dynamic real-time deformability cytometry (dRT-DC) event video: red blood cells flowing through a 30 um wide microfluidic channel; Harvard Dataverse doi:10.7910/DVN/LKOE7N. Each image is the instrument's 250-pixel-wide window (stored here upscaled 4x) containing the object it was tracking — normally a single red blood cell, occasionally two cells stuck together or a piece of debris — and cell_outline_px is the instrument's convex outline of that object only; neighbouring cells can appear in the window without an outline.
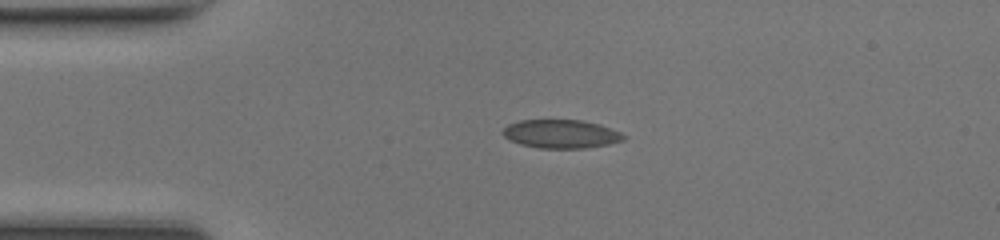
{"species": "common noctule bat (a hibernating species)", "species_latin": "Nyctalus noctula", "temperature_condition": "room temperature", "stored_images_in_passage": 38, "camera_frame_rate_fps": 3000, "um_per_image_px": 0.085, "animal": {"sex": "female", "body_mass_g": 17.0, "forearm_length_mm": 48.0}, "frame": {"image": 1, "passage_image": 1, "time_ms": 0.0, "image_size_px": [1000, 240], "cell_outline_px": [[628, 136], [624, 140], [608, 144], [584, 148], [540, 148], [520, 144], [508, 140], [500, 132], [508, 124], [520, 120], [580, 120], [600, 124], [620, 132]], "centroid_in_image_um": [47.67, 11.38], "position_along_channel_um": 37.3, "area_um2": 20.17}}
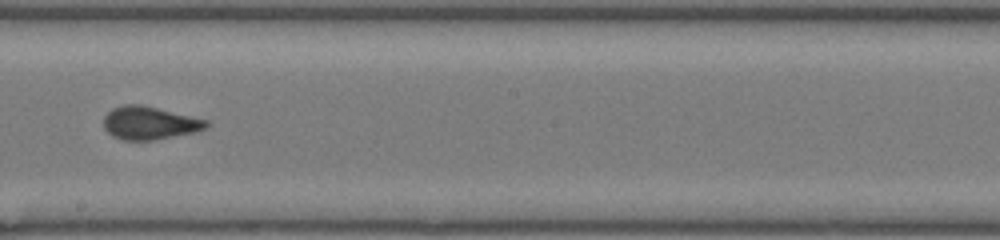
{"frame": {"image": 2, "passage_image": 17, "time_ms": 5.333, "image_size_px": [1000, 240], "cell_outline_px": [[212, 124], [196, 132], [152, 140], [124, 140], [112, 136], [104, 128], [104, 116], [112, 108], [124, 104], [140, 104], [208, 120]], "centroid_in_image_um": [12.71, 10.45], "position_along_channel_um": 235.5, "area_um2": 19.71}}
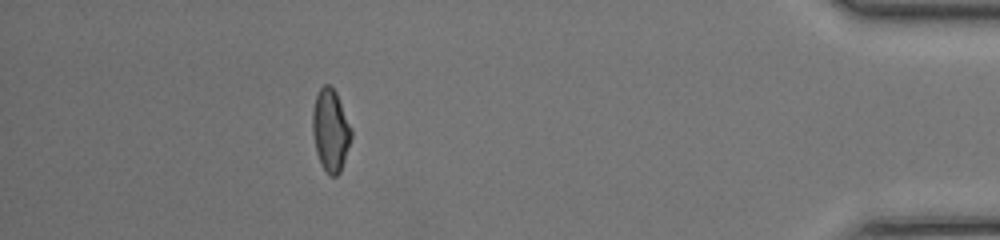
{"frame": {"image": 3, "passage_image": 33, "time_ms": 10.667, "image_size_px": [1000, 240], "cell_outline_px": [[352, 136], [340, 172], [336, 176], [328, 176], [320, 164], [316, 152], [312, 132], [312, 112], [316, 96], [320, 88], [324, 84], [328, 84], [336, 92], [352, 128]], "centroid_in_image_um": [28.09, 11.09], "position_along_channel_um": 407.1, "area_um2": 18.67}, "authors_computed_cell_mechanics": {"area_um2": 19.4786, "velocity_mm_per_s": 4.2859, "shape_relaxation_time_tau1_ms": 6.1364, "shape_relaxation_time_tau2_ms": null, "deformation_change_tau1": 0.1756, "deformation_change_tau2": null}}